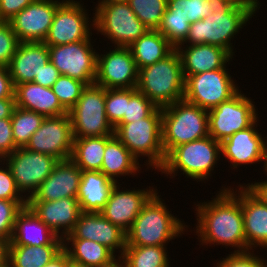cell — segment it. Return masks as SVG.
I'll return each instance as SVG.
<instances>
[{"mask_svg":"<svg viewBox=\"0 0 267 267\" xmlns=\"http://www.w3.org/2000/svg\"><path fill=\"white\" fill-rule=\"evenodd\" d=\"M240 188L246 251L254 245L267 247V205L247 187Z\"/></svg>","mask_w":267,"mask_h":267,"instance_id":"obj_25","label":"cell"},{"mask_svg":"<svg viewBox=\"0 0 267 267\" xmlns=\"http://www.w3.org/2000/svg\"><path fill=\"white\" fill-rule=\"evenodd\" d=\"M247 188L264 204L267 205V181L249 184Z\"/></svg>","mask_w":267,"mask_h":267,"instance_id":"obj_50","label":"cell"},{"mask_svg":"<svg viewBox=\"0 0 267 267\" xmlns=\"http://www.w3.org/2000/svg\"><path fill=\"white\" fill-rule=\"evenodd\" d=\"M81 175L82 170L71 159L59 161L32 197H26L27 202L77 198Z\"/></svg>","mask_w":267,"mask_h":267,"instance_id":"obj_19","label":"cell"},{"mask_svg":"<svg viewBox=\"0 0 267 267\" xmlns=\"http://www.w3.org/2000/svg\"><path fill=\"white\" fill-rule=\"evenodd\" d=\"M221 143L210 135L174 147L167 155L159 169L165 174H174L178 169L193 179H205L214 170L220 156Z\"/></svg>","mask_w":267,"mask_h":267,"instance_id":"obj_7","label":"cell"},{"mask_svg":"<svg viewBox=\"0 0 267 267\" xmlns=\"http://www.w3.org/2000/svg\"><path fill=\"white\" fill-rule=\"evenodd\" d=\"M234 5L242 6L251 11L253 14L257 11L258 0H228Z\"/></svg>","mask_w":267,"mask_h":267,"instance_id":"obj_53","label":"cell"},{"mask_svg":"<svg viewBox=\"0 0 267 267\" xmlns=\"http://www.w3.org/2000/svg\"><path fill=\"white\" fill-rule=\"evenodd\" d=\"M136 88L160 108L184 99L185 79L176 48L162 60L139 69Z\"/></svg>","mask_w":267,"mask_h":267,"instance_id":"obj_3","label":"cell"},{"mask_svg":"<svg viewBox=\"0 0 267 267\" xmlns=\"http://www.w3.org/2000/svg\"><path fill=\"white\" fill-rule=\"evenodd\" d=\"M49 61L48 45L44 42H20L7 66L13 86L33 82Z\"/></svg>","mask_w":267,"mask_h":267,"instance_id":"obj_22","label":"cell"},{"mask_svg":"<svg viewBox=\"0 0 267 267\" xmlns=\"http://www.w3.org/2000/svg\"><path fill=\"white\" fill-rule=\"evenodd\" d=\"M100 2H128V0H102Z\"/></svg>","mask_w":267,"mask_h":267,"instance_id":"obj_57","label":"cell"},{"mask_svg":"<svg viewBox=\"0 0 267 267\" xmlns=\"http://www.w3.org/2000/svg\"><path fill=\"white\" fill-rule=\"evenodd\" d=\"M20 44L8 21L0 20V66L7 67Z\"/></svg>","mask_w":267,"mask_h":267,"instance_id":"obj_43","label":"cell"},{"mask_svg":"<svg viewBox=\"0 0 267 267\" xmlns=\"http://www.w3.org/2000/svg\"><path fill=\"white\" fill-rule=\"evenodd\" d=\"M14 97L16 107L34 111L44 117H55L68 113L61 106L51 88L33 82L14 86Z\"/></svg>","mask_w":267,"mask_h":267,"instance_id":"obj_26","label":"cell"},{"mask_svg":"<svg viewBox=\"0 0 267 267\" xmlns=\"http://www.w3.org/2000/svg\"><path fill=\"white\" fill-rule=\"evenodd\" d=\"M86 86L87 84L80 80L60 75L51 89L61 106L69 112L75 106Z\"/></svg>","mask_w":267,"mask_h":267,"instance_id":"obj_38","label":"cell"},{"mask_svg":"<svg viewBox=\"0 0 267 267\" xmlns=\"http://www.w3.org/2000/svg\"><path fill=\"white\" fill-rule=\"evenodd\" d=\"M171 13H182L190 24L205 19L211 13V2L206 0H167Z\"/></svg>","mask_w":267,"mask_h":267,"instance_id":"obj_41","label":"cell"},{"mask_svg":"<svg viewBox=\"0 0 267 267\" xmlns=\"http://www.w3.org/2000/svg\"><path fill=\"white\" fill-rule=\"evenodd\" d=\"M138 159L115 136H106V148L101 167V172L109 179L117 182L114 177L127 175L138 171Z\"/></svg>","mask_w":267,"mask_h":267,"instance_id":"obj_29","label":"cell"},{"mask_svg":"<svg viewBox=\"0 0 267 267\" xmlns=\"http://www.w3.org/2000/svg\"><path fill=\"white\" fill-rule=\"evenodd\" d=\"M187 47L185 50L181 49L180 45L176 47L181 59L184 79L190 75L224 68L232 57L227 50L215 45L197 44Z\"/></svg>","mask_w":267,"mask_h":267,"instance_id":"obj_24","label":"cell"},{"mask_svg":"<svg viewBox=\"0 0 267 267\" xmlns=\"http://www.w3.org/2000/svg\"><path fill=\"white\" fill-rule=\"evenodd\" d=\"M190 22L182 13H171L167 8L158 31L176 48L184 45L189 34Z\"/></svg>","mask_w":267,"mask_h":267,"instance_id":"obj_36","label":"cell"},{"mask_svg":"<svg viewBox=\"0 0 267 267\" xmlns=\"http://www.w3.org/2000/svg\"><path fill=\"white\" fill-rule=\"evenodd\" d=\"M3 160L7 161L17 189L23 193L31 191L28 197H32L59 162L51 155L30 151L25 147L17 148Z\"/></svg>","mask_w":267,"mask_h":267,"instance_id":"obj_13","label":"cell"},{"mask_svg":"<svg viewBox=\"0 0 267 267\" xmlns=\"http://www.w3.org/2000/svg\"><path fill=\"white\" fill-rule=\"evenodd\" d=\"M27 206V200L0 199V239L10 242L18 214Z\"/></svg>","mask_w":267,"mask_h":267,"instance_id":"obj_40","label":"cell"},{"mask_svg":"<svg viewBox=\"0 0 267 267\" xmlns=\"http://www.w3.org/2000/svg\"><path fill=\"white\" fill-rule=\"evenodd\" d=\"M63 241L72 242V249L64 243V251L68 254L72 265L78 267H100L115 260L114 253L110 249L95 241L88 239H66Z\"/></svg>","mask_w":267,"mask_h":267,"instance_id":"obj_31","label":"cell"},{"mask_svg":"<svg viewBox=\"0 0 267 267\" xmlns=\"http://www.w3.org/2000/svg\"><path fill=\"white\" fill-rule=\"evenodd\" d=\"M7 167L6 169L0 168V199L27 200L24 197H21L23 195H20V191L16 187L12 172L8 165Z\"/></svg>","mask_w":267,"mask_h":267,"instance_id":"obj_45","label":"cell"},{"mask_svg":"<svg viewBox=\"0 0 267 267\" xmlns=\"http://www.w3.org/2000/svg\"><path fill=\"white\" fill-rule=\"evenodd\" d=\"M254 104L241 91L230 100L208 111L209 135L220 143L237 131H242L255 122Z\"/></svg>","mask_w":267,"mask_h":267,"instance_id":"obj_11","label":"cell"},{"mask_svg":"<svg viewBox=\"0 0 267 267\" xmlns=\"http://www.w3.org/2000/svg\"><path fill=\"white\" fill-rule=\"evenodd\" d=\"M79 2L64 1L56 10L49 33L44 41L48 46H59L88 40L89 21Z\"/></svg>","mask_w":267,"mask_h":267,"instance_id":"obj_17","label":"cell"},{"mask_svg":"<svg viewBox=\"0 0 267 267\" xmlns=\"http://www.w3.org/2000/svg\"><path fill=\"white\" fill-rule=\"evenodd\" d=\"M161 133L166 156L174 147L209 135L208 110L185 99L163 107Z\"/></svg>","mask_w":267,"mask_h":267,"instance_id":"obj_5","label":"cell"},{"mask_svg":"<svg viewBox=\"0 0 267 267\" xmlns=\"http://www.w3.org/2000/svg\"><path fill=\"white\" fill-rule=\"evenodd\" d=\"M9 242L0 239V266L8 261Z\"/></svg>","mask_w":267,"mask_h":267,"instance_id":"obj_54","label":"cell"},{"mask_svg":"<svg viewBox=\"0 0 267 267\" xmlns=\"http://www.w3.org/2000/svg\"><path fill=\"white\" fill-rule=\"evenodd\" d=\"M35 0H0V20L9 21Z\"/></svg>","mask_w":267,"mask_h":267,"instance_id":"obj_47","label":"cell"},{"mask_svg":"<svg viewBox=\"0 0 267 267\" xmlns=\"http://www.w3.org/2000/svg\"><path fill=\"white\" fill-rule=\"evenodd\" d=\"M0 267H12V265H11V263L9 261H7Z\"/></svg>","mask_w":267,"mask_h":267,"instance_id":"obj_58","label":"cell"},{"mask_svg":"<svg viewBox=\"0 0 267 267\" xmlns=\"http://www.w3.org/2000/svg\"><path fill=\"white\" fill-rule=\"evenodd\" d=\"M94 14L93 25L98 32L120 47H129L149 30L128 2H99Z\"/></svg>","mask_w":267,"mask_h":267,"instance_id":"obj_8","label":"cell"},{"mask_svg":"<svg viewBox=\"0 0 267 267\" xmlns=\"http://www.w3.org/2000/svg\"><path fill=\"white\" fill-rule=\"evenodd\" d=\"M58 0H35L8 22L20 42H44L52 25Z\"/></svg>","mask_w":267,"mask_h":267,"instance_id":"obj_16","label":"cell"},{"mask_svg":"<svg viewBox=\"0 0 267 267\" xmlns=\"http://www.w3.org/2000/svg\"><path fill=\"white\" fill-rule=\"evenodd\" d=\"M154 193L126 233V246H165V243L181 235L184 225L172 216L165 204Z\"/></svg>","mask_w":267,"mask_h":267,"instance_id":"obj_4","label":"cell"},{"mask_svg":"<svg viewBox=\"0 0 267 267\" xmlns=\"http://www.w3.org/2000/svg\"><path fill=\"white\" fill-rule=\"evenodd\" d=\"M234 83L226 67L190 75L185 79L184 99L209 111L239 92Z\"/></svg>","mask_w":267,"mask_h":267,"instance_id":"obj_10","label":"cell"},{"mask_svg":"<svg viewBox=\"0 0 267 267\" xmlns=\"http://www.w3.org/2000/svg\"><path fill=\"white\" fill-rule=\"evenodd\" d=\"M239 193L236 196L234 191L224 188L211 202L196 206L199 217L196 233L200 234L202 244L232 245L239 247L235 253L246 252L241 190Z\"/></svg>","mask_w":267,"mask_h":267,"instance_id":"obj_1","label":"cell"},{"mask_svg":"<svg viewBox=\"0 0 267 267\" xmlns=\"http://www.w3.org/2000/svg\"><path fill=\"white\" fill-rule=\"evenodd\" d=\"M117 186L116 184L112 189L109 199L100 213L127 233L144 204L157 191L153 189L120 191Z\"/></svg>","mask_w":267,"mask_h":267,"instance_id":"obj_20","label":"cell"},{"mask_svg":"<svg viewBox=\"0 0 267 267\" xmlns=\"http://www.w3.org/2000/svg\"><path fill=\"white\" fill-rule=\"evenodd\" d=\"M256 122L249 128L237 131L221 142V153L231 161L234 168L238 164L264 161L265 139L254 128Z\"/></svg>","mask_w":267,"mask_h":267,"instance_id":"obj_23","label":"cell"},{"mask_svg":"<svg viewBox=\"0 0 267 267\" xmlns=\"http://www.w3.org/2000/svg\"><path fill=\"white\" fill-rule=\"evenodd\" d=\"M72 263L68 254L63 250L57 257L44 267H71Z\"/></svg>","mask_w":267,"mask_h":267,"instance_id":"obj_52","label":"cell"},{"mask_svg":"<svg viewBox=\"0 0 267 267\" xmlns=\"http://www.w3.org/2000/svg\"><path fill=\"white\" fill-rule=\"evenodd\" d=\"M115 48L105 55L97 54L95 84L105 89L137 87L139 70L130 49Z\"/></svg>","mask_w":267,"mask_h":267,"instance_id":"obj_15","label":"cell"},{"mask_svg":"<svg viewBox=\"0 0 267 267\" xmlns=\"http://www.w3.org/2000/svg\"><path fill=\"white\" fill-rule=\"evenodd\" d=\"M137 91V88L130 89H106L105 110L108 121L115 127L124 117L127 108V101Z\"/></svg>","mask_w":267,"mask_h":267,"instance_id":"obj_39","label":"cell"},{"mask_svg":"<svg viewBox=\"0 0 267 267\" xmlns=\"http://www.w3.org/2000/svg\"><path fill=\"white\" fill-rule=\"evenodd\" d=\"M59 76L60 73L58 72V69L51 63V61H49L43 67L39 76H35L33 83L51 88Z\"/></svg>","mask_w":267,"mask_h":267,"instance_id":"obj_48","label":"cell"},{"mask_svg":"<svg viewBox=\"0 0 267 267\" xmlns=\"http://www.w3.org/2000/svg\"><path fill=\"white\" fill-rule=\"evenodd\" d=\"M264 166H265V171L267 172V140H266V147H265V155H264Z\"/></svg>","mask_w":267,"mask_h":267,"instance_id":"obj_56","label":"cell"},{"mask_svg":"<svg viewBox=\"0 0 267 267\" xmlns=\"http://www.w3.org/2000/svg\"><path fill=\"white\" fill-rule=\"evenodd\" d=\"M100 267H125V263H124V260H123V262L120 261L118 263V261L115 259L111 263L104 265V266H100Z\"/></svg>","mask_w":267,"mask_h":267,"instance_id":"obj_55","label":"cell"},{"mask_svg":"<svg viewBox=\"0 0 267 267\" xmlns=\"http://www.w3.org/2000/svg\"><path fill=\"white\" fill-rule=\"evenodd\" d=\"M128 48L138 70L162 60L175 49L158 30H148Z\"/></svg>","mask_w":267,"mask_h":267,"instance_id":"obj_30","label":"cell"},{"mask_svg":"<svg viewBox=\"0 0 267 267\" xmlns=\"http://www.w3.org/2000/svg\"><path fill=\"white\" fill-rule=\"evenodd\" d=\"M63 250L64 244L9 245L8 261L12 267H44Z\"/></svg>","mask_w":267,"mask_h":267,"instance_id":"obj_32","label":"cell"},{"mask_svg":"<svg viewBox=\"0 0 267 267\" xmlns=\"http://www.w3.org/2000/svg\"><path fill=\"white\" fill-rule=\"evenodd\" d=\"M15 107V98L0 99V119L11 118Z\"/></svg>","mask_w":267,"mask_h":267,"instance_id":"obj_51","label":"cell"},{"mask_svg":"<svg viewBox=\"0 0 267 267\" xmlns=\"http://www.w3.org/2000/svg\"><path fill=\"white\" fill-rule=\"evenodd\" d=\"M128 3L149 30H158L167 8V0H128Z\"/></svg>","mask_w":267,"mask_h":267,"instance_id":"obj_37","label":"cell"},{"mask_svg":"<svg viewBox=\"0 0 267 267\" xmlns=\"http://www.w3.org/2000/svg\"><path fill=\"white\" fill-rule=\"evenodd\" d=\"M15 98L14 86L8 67L0 66V99Z\"/></svg>","mask_w":267,"mask_h":267,"instance_id":"obj_49","label":"cell"},{"mask_svg":"<svg viewBox=\"0 0 267 267\" xmlns=\"http://www.w3.org/2000/svg\"><path fill=\"white\" fill-rule=\"evenodd\" d=\"M72 123L69 114L45 117L40 127L31 135L26 149L45 153L59 161L71 158L73 149Z\"/></svg>","mask_w":267,"mask_h":267,"instance_id":"obj_14","label":"cell"},{"mask_svg":"<svg viewBox=\"0 0 267 267\" xmlns=\"http://www.w3.org/2000/svg\"><path fill=\"white\" fill-rule=\"evenodd\" d=\"M105 90L96 84L87 85L68 112L73 138L114 135V127L106 116Z\"/></svg>","mask_w":267,"mask_h":267,"instance_id":"obj_9","label":"cell"},{"mask_svg":"<svg viewBox=\"0 0 267 267\" xmlns=\"http://www.w3.org/2000/svg\"><path fill=\"white\" fill-rule=\"evenodd\" d=\"M27 207L57 236L64 228L61 237L69 235L81 213L77 198H61L56 201L27 202Z\"/></svg>","mask_w":267,"mask_h":267,"instance_id":"obj_21","label":"cell"},{"mask_svg":"<svg viewBox=\"0 0 267 267\" xmlns=\"http://www.w3.org/2000/svg\"><path fill=\"white\" fill-rule=\"evenodd\" d=\"M44 116L34 111L15 107L11 116L13 139L16 148H24L31 135L40 127Z\"/></svg>","mask_w":267,"mask_h":267,"instance_id":"obj_35","label":"cell"},{"mask_svg":"<svg viewBox=\"0 0 267 267\" xmlns=\"http://www.w3.org/2000/svg\"><path fill=\"white\" fill-rule=\"evenodd\" d=\"M157 106L138 90L127 101L126 113L119 123H131L148 117Z\"/></svg>","mask_w":267,"mask_h":267,"instance_id":"obj_42","label":"cell"},{"mask_svg":"<svg viewBox=\"0 0 267 267\" xmlns=\"http://www.w3.org/2000/svg\"><path fill=\"white\" fill-rule=\"evenodd\" d=\"M115 185L101 171H82L77 195L81 212H101Z\"/></svg>","mask_w":267,"mask_h":267,"instance_id":"obj_28","label":"cell"},{"mask_svg":"<svg viewBox=\"0 0 267 267\" xmlns=\"http://www.w3.org/2000/svg\"><path fill=\"white\" fill-rule=\"evenodd\" d=\"M105 148L106 136L74 138L70 159L82 171H100Z\"/></svg>","mask_w":267,"mask_h":267,"instance_id":"obj_33","label":"cell"},{"mask_svg":"<svg viewBox=\"0 0 267 267\" xmlns=\"http://www.w3.org/2000/svg\"><path fill=\"white\" fill-rule=\"evenodd\" d=\"M208 2H214V1H228V0H206Z\"/></svg>","mask_w":267,"mask_h":267,"instance_id":"obj_59","label":"cell"},{"mask_svg":"<svg viewBox=\"0 0 267 267\" xmlns=\"http://www.w3.org/2000/svg\"><path fill=\"white\" fill-rule=\"evenodd\" d=\"M211 13L202 20L190 24L189 34L184 41L197 44H210L227 50L233 56L231 38L253 15L245 7L230 1L211 2Z\"/></svg>","mask_w":267,"mask_h":267,"instance_id":"obj_2","label":"cell"},{"mask_svg":"<svg viewBox=\"0 0 267 267\" xmlns=\"http://www.w3.org/2000/svg\"><path fill=\"white\" fill-rule=\"evenodd\" d=\"M164 247L126 246L119 259L124 260L125 267H170Z\"/></svg>","mask_w":267,"mask_h":267,"instance_id":"obj_34","label":"cell"},{"mask_svg":"<svg viewBox=\"0 0 267 267\" xmlns=\"http://www.w3.org/2000/svg\"><path fill=\"white\" fill-rule=\"evenodd\" d=\"M16 149L11 118L0 119V159L3 160Z\"/></svg>","mask_w":267,"mask_h":267,"instance_id":"obj_46","label":"cell"},{"mask_svg":"<svg viewBox=\"0 0 267 267\" xmlns=\"http://www.w3.org/2000/svg\"><path fill=\"white\" fill-rule=\"evenodd\" d=\"M90 38L59 46H48L50 61L60 75L80 80L87 85L95 84L97 54L91 47Z\"/></svg>","mask_w":267,"mask_h":267,"instance_id":"obj_12","label":"cell"},{"mask_svg":"<svg viewBox=\"0 0 267 267\" xmlns=\"http://www.w3.org/2000/svg\"><path fill=\"white\" fill-rule=\"evenodd\" d=\"M64 239L57 236L26 206L18 214L9 245L41 246L64 244Z\"/></svg>","mask_w":267,"mask_h":267,"instance_id":"obj_27","label":"cell"},{"mask_svg":"<svg viewBox=\"0 0 267 267\" xmlns=\"http://www.w3.org/2000/svg\"><path fill=\"white\" fill-rule=\"evenodd\" d=\"M64 239H88L104 245L113 253L126 248V233L107 220L100 212H81L73 231Z\"/></svg>","mask_w":267,"mask_h":267,"instance_id":"obj_18","label":"cell"},{"mask_svg":"<svg viewBox=\"0 0 267 267\" xmlns=\"http://www.w3.org/2000/svg\"><path fill=\"white\" fill-rule=\"evenodd\" d=\"M162 108L157 107L148 117L131 123H118L114 135L138 159L147 156L149 165L160 169L165 161L162 146Z\"/></svg>","mask_w":267,"mask_h":267,"instance_id":"obj_6","label":"cell"},{"mask_svg":"<svg viewBox=\"0 0 267 267\" xmlns=\"http://www.w3.org/2000/svg\"><path fill=\"white\" fill-rule=\"evenodd\" d=\"M264 260L256 257L250 251L229 254L217 267H267Z\"/></svg>","mask_w":267,"mask_h":267,"instance_id":"obj_44","label":"cell"}]
</instances>
